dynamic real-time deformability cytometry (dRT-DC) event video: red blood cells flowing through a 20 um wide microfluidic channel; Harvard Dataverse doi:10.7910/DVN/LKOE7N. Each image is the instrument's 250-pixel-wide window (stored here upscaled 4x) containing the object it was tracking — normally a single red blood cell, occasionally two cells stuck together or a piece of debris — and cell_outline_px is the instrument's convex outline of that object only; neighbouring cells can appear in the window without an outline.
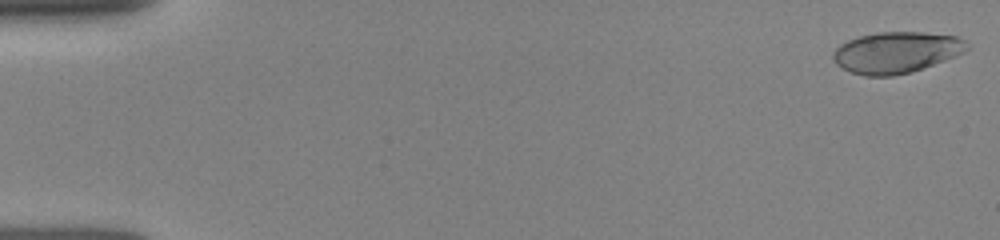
{"species": "human", "species_latin": "Homo sapiens", "temperature_condition": "room temperature", "stored_images_in_passage": 2, "camera_frame_rate_fps": 3000, "um_per_image_px": 0.085, "donor": {"sex": "female"}, "frame": {"image": 1, "passage_image": 1, "time_ms": 0.0, "image_size_px": [1000, 240], "cell_outline_px": [[968, 48], [964, 52], [956, 56], [912, 72], [892, 76], [864, 76], [852, 72], [836, 64], [832, 60], [832, 52], [840, 44], [848, 40], [860, 36], [876, 32], [924, 32], [956, 36], [964, 40], [968, 44]], "centroid_in_image_um": [76.17, 4.45], "position_along_channel_um": 8.8, "area_um2": 32.25}}